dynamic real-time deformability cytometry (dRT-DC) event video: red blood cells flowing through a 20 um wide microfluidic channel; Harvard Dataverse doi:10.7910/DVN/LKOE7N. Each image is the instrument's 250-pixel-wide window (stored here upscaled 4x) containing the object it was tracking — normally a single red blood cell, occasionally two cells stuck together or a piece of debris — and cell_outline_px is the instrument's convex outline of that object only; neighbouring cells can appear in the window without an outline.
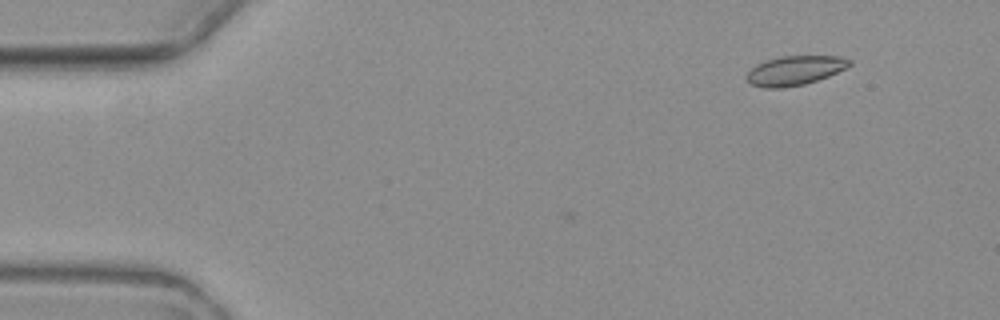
{"species": "common noctule bat (a hibernating species)", "species_latin": "Nyctalus noctula", "temperature_condition": "warm", "stored_images_in_passage": 4, "camera_frame_rate_fps": 3000, "um_per_image_px": 0.085, "animal": {"sex": "female", "body_mass_g": 19.3, "forearm_length_mm": 54.1}, "frame": {"image": 1, "passage_image": 1, "time_ms": 0.0, "image_size_px": [1000, 320], "cell_outline_px": [[852, 64], [828, 76], [804, 84], [784, 88], [764, 88], [752, 84], [744, 76], [756, 64], [764, 60], [780, 56], [840, 56], [852, 60]], "centroid_in_image_um": [67.53, 5.98], "position_along_channel_um": 17.5, "area_um2": 17.57}}
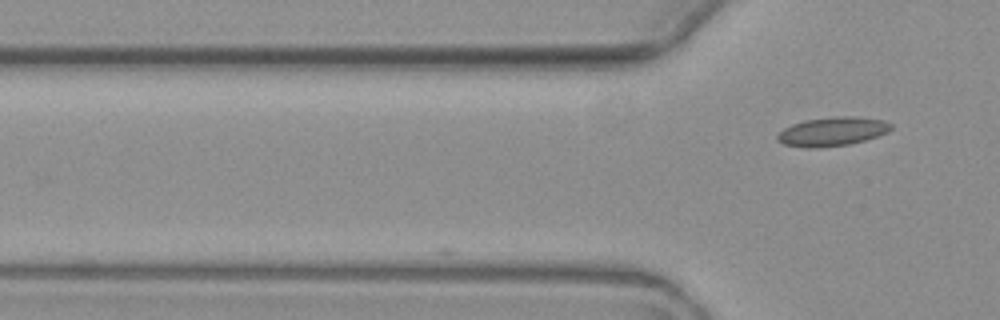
{"frame": {"image": 2, "passage_image": 4, "time_ms": 3.667, "image_size_px": [1000, 320], "cell_outline_px": [[892, 128], [888, 132], [864, 140], [848, 144], [812, 148], [808, 148], [784, 144], [776, 140], [776, 136], [784, 128], [792, 124], [804, 120], [832, 116], [852, 116], [884, 120], [892, 124]], "centroid_in_image_um": [70.73, 11.16], "position_along_channel_um": 55.1, "area_um2": 19.07}}